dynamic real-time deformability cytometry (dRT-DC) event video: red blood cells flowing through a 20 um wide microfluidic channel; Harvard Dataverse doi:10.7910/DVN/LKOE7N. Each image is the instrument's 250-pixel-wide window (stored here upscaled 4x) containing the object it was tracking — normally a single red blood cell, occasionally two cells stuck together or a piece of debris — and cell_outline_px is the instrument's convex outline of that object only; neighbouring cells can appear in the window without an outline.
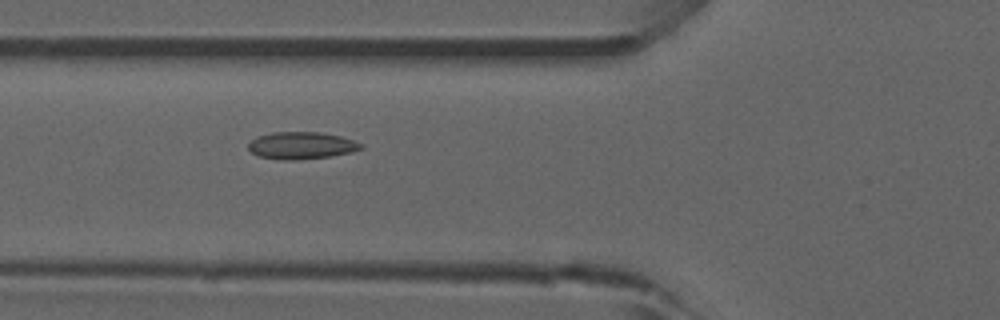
{"species": "common noctule bat (a hibernating species)", "species_latin": "Nyctalus noctula", "temperature_condition": "room temperature", "stored_images_in_passage": 38, "camera_frame_rate_fps": 3000, "um_per_image_px": 0.085, "animal": {"sex": "male", "forearm_length_mm": 52.5}, "frame": {"image": 1, "passage_image": 8, "time_ms": 2.333, "image_size_px": [1000, 320], "cell_outline_px": [[364, 148], [352, 152], [328, 156], [296, 160], [280, 160], [260, 156], [252, 152], [248, 148], [248, 144], [256, 136], [272, 132], [320, 132], [340, 136], [364, 144]], "centroid_in_image_um": [25.62, 12.36], "position_along_channel_um": 100.2, "area_um2": 17.8}}